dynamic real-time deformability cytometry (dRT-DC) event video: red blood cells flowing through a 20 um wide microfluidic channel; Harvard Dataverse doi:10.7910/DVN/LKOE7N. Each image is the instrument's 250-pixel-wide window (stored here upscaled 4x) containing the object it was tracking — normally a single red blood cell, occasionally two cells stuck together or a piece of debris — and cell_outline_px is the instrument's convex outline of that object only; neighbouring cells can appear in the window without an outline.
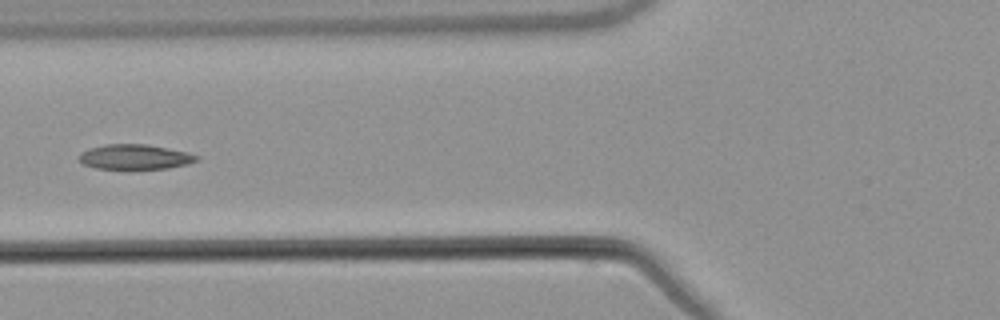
{"species": "common noctule bat (a hibernating species)", "species_latin": "Nyctalus noctula", "temperature_condition": "warm", "stored_images_in_passage": 6, "camera_frame_rate_fps": 3000, "um_per_image_px": 0.085, "animal": {"sex": "male", "body_mass_g": 21.5, "forearm_length_mm": 52.0}, "frame": {"image": 1, "passage_image": 5, "time_ms": 5.667, "image_size_px": [1000, 320], "cell_outline_px": [[200, 156], [196, 160], [188, 164], [168, 168], [132, 172], [128, 172], [96, 168], [84, 164], [80, 160], [80, 152], [88, 148], [104, 144], [148, 144], [188, 152]], "centroid_in_image_um": [11.46, 13.38], "position_along_channel_um": 114.3, "area_um2": 18.03}}
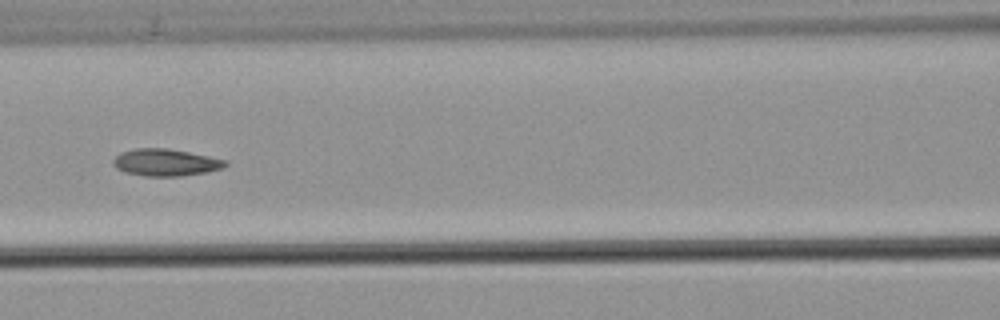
{"frame": {"image": 2, "passage_image": 6, "time_ms": 6.667, "image_size_px": [1000, 320], "cell_outline_px": [[228, 164], [220, 168], [208, 172], [180, 176], [144, 176], [124, 172], [116, 168], [112, 164], [112, 160], [120, 152], [136, 148], [168, 148], [228, 160]], "centroid_in_image_um": [14.05, 13.81], "position_along_channel_um": 152.6, "area_um2": 17.74}}